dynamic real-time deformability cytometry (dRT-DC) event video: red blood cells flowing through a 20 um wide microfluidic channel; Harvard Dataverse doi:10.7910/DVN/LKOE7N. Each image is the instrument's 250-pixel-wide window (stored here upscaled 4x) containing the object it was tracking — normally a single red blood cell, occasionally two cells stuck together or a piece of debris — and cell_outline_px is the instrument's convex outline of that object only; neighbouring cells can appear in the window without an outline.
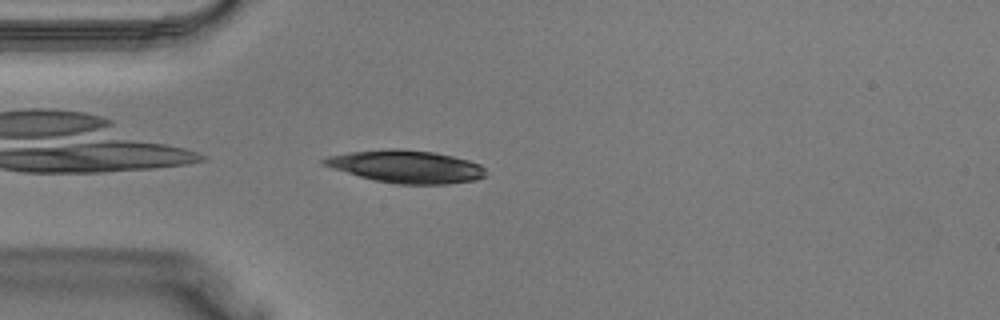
{"species": "Egyptian fruit bat (a non-hibernating species)", "species_latin": "Rousettus aegyptiacus", "temperature_condition": "warm", "stored_images_in_passage": 29, "camera_frame_rate_fps": 3000, "um_per_image_px": 0.085, "animal": {"sex": "male"}, "frame": {"image": 1, "passage_image": 1, "time_ms": 0.0, "image_size_px": [1000, 320], "cell_outline_px": [[484, 176], [476, 180], [448, 184], [396, 184], [376, 180], [360, 176], [332, 168], [324, 164], [320, 160], [328, 156], [348, 152], [388, 148], [400, 148], [432, 152], [452, 156], [468, 160], [480, 164], [484, 168]], "centroid_in_image_um": [34.53, 14.15], "position_along_channel_um": 50.5, "area_um2": 30.58}}
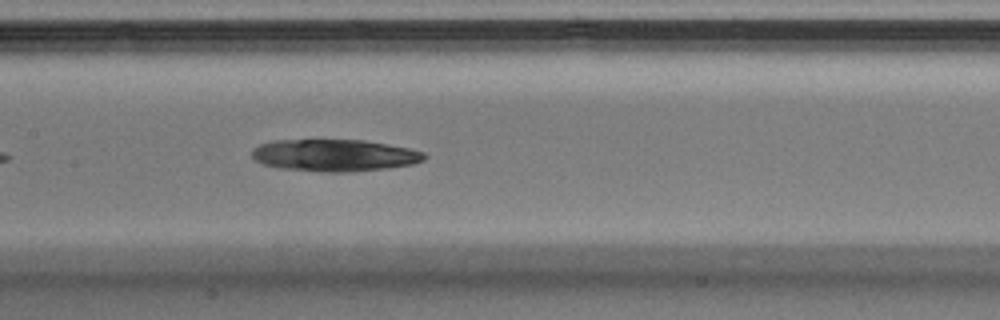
{"frame": {"image": 2, "passage_image": 9, "time_ms": 2.667, "image_size_px": [1000, 320], "cell_outline_px": [[428, 156], [424, 160], [412, 164], [384, 168], [344, 172], [332, 172], [280, 168], [264, 164], [256, 160], [252, 156], [252, 148], [260, 144], [272, 140], [364, 140], [388, 144], [408, 148], [424, 152]], "centroid_in_image_um": [28.43, 13.19], "position_along_channel_um": 179.0, "area_um2": 31.91}}
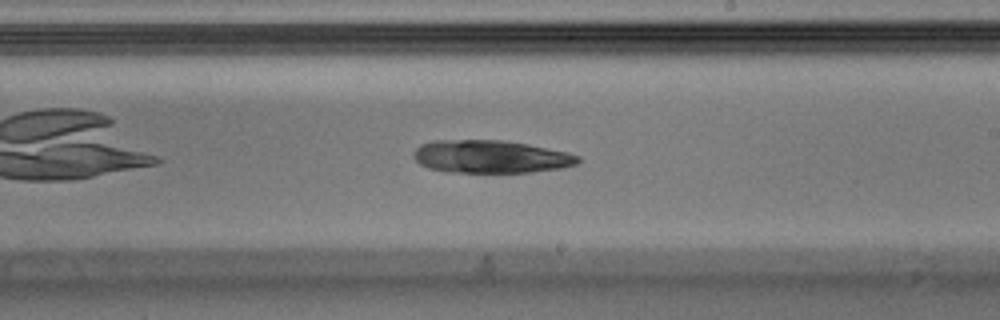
{"frame": {"image": 3, "passage_image": 13, "time_ms": 4.0, "image_size_px": [1000, 320], "cell_outline_px": [[580, 160], [576, 164], [560, 168], [528, 172], [448, 172], [428, 168], [420, 164], [416, 160], [412, 152], [420, 144], [432, 140], [504, 140], [528, 144], [568, 152], [580, 156]], "centroid_in_image_um": [41.68, 13.3], "position_along_channel_um": 247.3, "area_um2": 31.5}}